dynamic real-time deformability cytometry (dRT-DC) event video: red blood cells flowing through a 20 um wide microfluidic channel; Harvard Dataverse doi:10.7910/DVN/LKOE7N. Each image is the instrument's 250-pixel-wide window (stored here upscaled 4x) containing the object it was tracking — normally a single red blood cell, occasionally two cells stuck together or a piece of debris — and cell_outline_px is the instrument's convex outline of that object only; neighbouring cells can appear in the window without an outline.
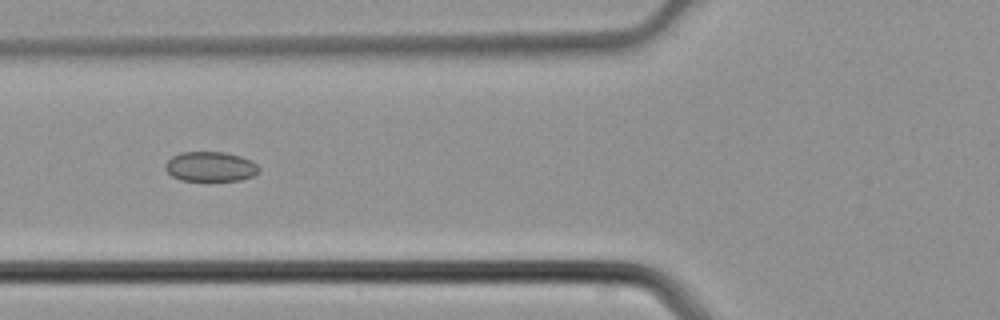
{"species": "common noctule bat (a hibernating species)", "species_latin": "Nyctalus noctula", "temperature_condition": "cold", "stored_images_in_passage": 4, "camera_frame_rate_fps": 3000, "um_per_image_px": 0.085, "animal": {"sex": "male", "body_mass_g": 21.5, "forearm_length_mm": 52.0}, "frame": {"image": 1, "passage_image": 4, "time_ms": 1.0, "image_size_px": [1000, 320], "cell_outline_px": [[260, 172], [252, 176], [240, 180], [180, 180], [172, 176], [164, 168], [164, 164], [172, 156], [180, 152], [224, 152], [240, 156], [252, 160], [260, 168]], "centroid_in_image_um": [17.89, 14.15], "position_along_channel_um": 107.9, "area_um2": 16.3}}